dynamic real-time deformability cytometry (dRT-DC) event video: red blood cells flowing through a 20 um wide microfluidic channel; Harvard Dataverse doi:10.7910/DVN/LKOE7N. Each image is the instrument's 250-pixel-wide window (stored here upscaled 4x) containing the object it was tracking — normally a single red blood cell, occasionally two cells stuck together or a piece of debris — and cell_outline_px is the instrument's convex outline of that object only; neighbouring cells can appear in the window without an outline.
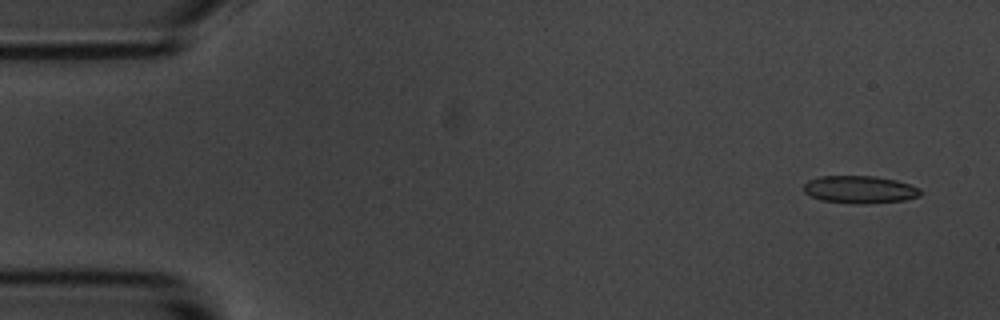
{"species": "common noctule bat (a hibernating species)", "species_latin": "Nyctalus noctula", "temperature_condition": "room temperature", "stored_images_in_passage": 5, "camera_frame_rate_fps": 3000, "um_per_image_px": 0.085, "animal": {"sex": "male", "body_mass_g": 20.1, "forearm_length_mm": 53.5}, "frame": {"image": 1, "passage_image": 1, "time_ms": 0.0, "image_size_px": [1000, 320], "cell_outline_px": [[920, 196], [904, 200], [864, 204], [852, 204], [820, 200], [804, 192], [804, 184], [808, 180], [820, 176], [876, 176], [896, 180], [920, 188]], "centroid_in_image_um": [73.06, 16.11], "position_along_channel_um": 11.9, "area_um2": 18.79}}